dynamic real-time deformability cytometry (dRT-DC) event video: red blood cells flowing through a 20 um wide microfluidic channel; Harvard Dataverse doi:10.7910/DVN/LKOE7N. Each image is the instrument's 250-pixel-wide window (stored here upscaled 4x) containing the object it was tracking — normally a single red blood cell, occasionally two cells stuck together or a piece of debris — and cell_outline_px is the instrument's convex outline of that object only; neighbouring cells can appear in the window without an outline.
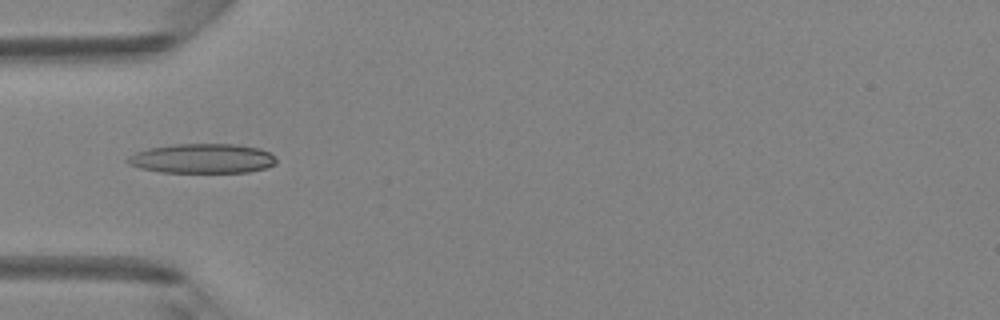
{"species": "Egyptian fruit bat (a non-hibernating species)", "species_latin": "Rousettus aegyptiacus", "temperature_condition": "room temperature", "stored_images_in_passage": 39, "camera_frame_rate_fps": 3000, "um_per_image_px": 0.085, "animal": {"sex": "female"}, "frame": {"image": 1, "passage_image": 7, "time_ms": 2.0, "image_size_px": [1000, 320], "cell_outline_px": [[276, 164], [264, 168], [248, 172], [160, 172], [140, 168], [128, 164], [124, 160], [128, 156], [136, 152], [148, 148], [172, 144], [236, 144], [260, 148], [276, 156]], "centroid_in_image_um": [17.18, 13.47], "position_along_channel_um": 67.8, "area_um2": 25.78}}
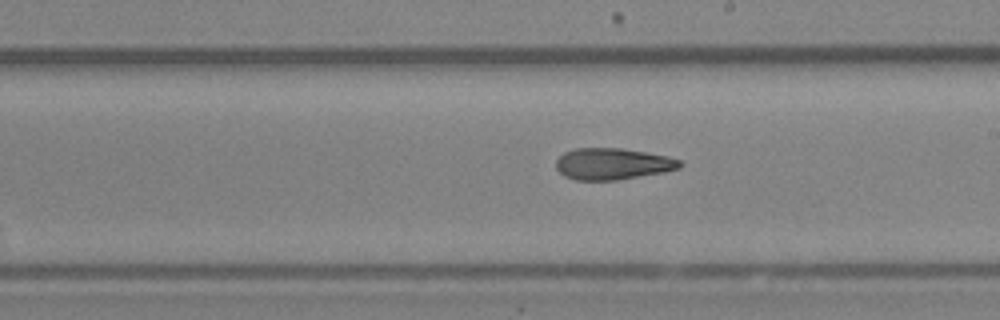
{"frame": {"image": 2, "passage_image": 19, "time_ms": 6.0, "image_size_px": [1000, 320], "cell_outline_px": [[684, 164], [680, 168], [664, 172], [616, 180], [576, 180], [564, 176], [556, 168], [556, 160], [564, 152], [576, 148], [620, 148], [668, 156], [680, 160]], "centroid_in_image_um": [52.07, 13.93], "position_along_channel_um": 236.9, "area_um2": 22.72}}
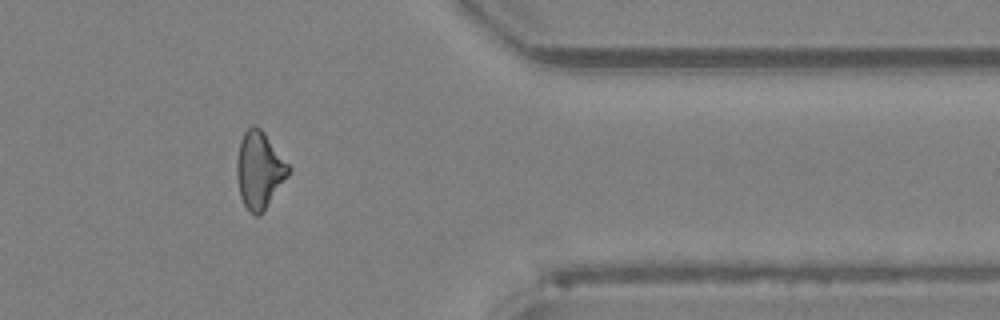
{"frame": {"image": 3, "passage_image": 31, "time_ms": 10.0, "image_size_px": [1000, 320], "cell_outline_px": [[292, 168], [288, 176], [264, 212], [256, 216], [248, 212], [240, 196], [236, 176], [236, 160], [240, 140], [244, 132], [252, 124], [256, 124], [264, 132]], "centroid_in_image_um": [22.04, 14.46], "position_along_channel_um": 389.4, "area_um2": 23.52}, "authors_computed_cell_mechanics": {"area_um2": 23.0044, "velocity_mm_per_s": 4.2376, "shape_relaxation_time_tau1_ms": null, "shape_relaxation_time_tau2_ms": 2.8308, "deformation_change_tau1": null, "deformation_change_tau2": 0.1135}}